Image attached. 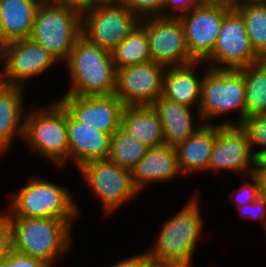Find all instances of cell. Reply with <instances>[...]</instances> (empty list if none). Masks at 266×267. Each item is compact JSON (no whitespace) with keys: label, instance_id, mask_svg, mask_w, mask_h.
<instances>
[{"label":"cell","instance_id":"obj_1","mask_svg":"<svg viewBox=\"0 0 266 267\" xmlns=\"http://www.w3.org/2000/svg\"><path fill=\"white\" fill-rule=\"evenodd\" d=\"M71 80L65 94L81 97L112 95L116 86V67L110 50L80 37L66 61Z\"/></svg>","mask_w":266,"mask_h":267},{"label":"cell","instance_id":"obj_2","mask_svg":"<svg viewBox=\"0 0 266 267\" xmlns=\"http://www.w3.org/2000/svg\"><path fill=\"white\" fill-rule=\"evenodd\" d=\"M9 222L11 248L18 253L40 259L51 267L70 249L72 226L65 220L9 217Z\"/></svg>","mask_w":266,"mask_h":267},{"label":"cell","instance_id":"obj_3","mask_svg":"<svg viewBox=\"0 0 266 267\" xmlns=\"http://www.w3.org/2000/svg\"><path fill=\"white\" fill-rule=\"evenodd\" d=\"M197 199L194 197L189 200L184 208L162 224L155 247L147 251L152 261L166 267L192 265L191 258L204 223Z\"/></svg>","mask_w":266,"mask_h":267},{"label":"cell","instance_id":"obj_4","mask_svg":"<svg viewBox=\"0 0 266 267\" xmlns=\"http://www.w3.org/2000/svg\"><path fill=\"white\" fill-rule=\"evenodd\" d=\"M82 33V11L73 6L42 1L37 8L30 39L66 62Z\"/></svg>","mask_w":266,"mask_h":267},{"label":"cell","instance_id":"obj_5","mask_svg":"<svg viewBox=\"0 0 266 267\" xmlns=\"http://www.w3.org/2000/svg\"><path fill=\"white\" fill-rule=\"evenodd\" d=\"M199 119L211 124L222 114L239 110V119L219 124H242L246 119L245 81L243 73L234 69L206 67L203 73L200 105H197ZM210 119V120H209ZM204 120V121H203ZM206 121V122H205Z\"/></svg>","mask_w":266,"mask_h":267},{"label":"cell","instance_id":"obj_6","mask_svg":"<svg viewBox=\"0 0 266 267\" xmlns=\"http://www.w3.org/2000/svg\"><path fill=\"white\" fill-rule=\"evenodd\" d=\"M15 195L6 211L8 217L65 220L71 226L79 213L68 188L58 187L41 177H32ZM78 214V215H77Z\"/></svg>","mask_w":266,"mask_h":267},{"label":"cell","instance_id":"obj_7","mask_svg":"<svg viewBox=\"0 0 266 267\" xmlns=\"http://www.w3.org/2000/svg\"><path fill=\"white\" fill-rule=\"evenodd\" d=\"M29 115V116H28ZM25 120L24 137L28 147L62 166L69 158L66 109L56 100L44 109H34Z\"/></svg>","mask_w":266,"mask_h":267},{"label":"cell","instance_id":"obj_8","mask_svg":"<svg viewBox=\"0 0 266 267\" xmlns=\"http://www.w3.org/2000/svg\"><path fill=\"white\" fill-rule=\"evenodd\" d=\"M140 23L118 2H96L82 11V33L89 43L112 51Z\"/></svg>","mask_w":266,"mask_h":267},{"label":"cell","instance_id":"obj_9","mask_svg":"<svg viewBox=\"0 0 266 267\" xmlns=\"http://www.w3.org/2000/svg\"><path fill=\"white\" fill-rule=\"evenodd\" d=\"M91 191L100 198L106 214H112L139 193L131 170L120 167L108 159L91 161L79 168ZM120 206V207H119Z\"/></svg>","mask_w":266,"mask_h":267},{"label":"cell","instance_id":"obj_10","mask_svg":"<svg viewBox=\"0 0 266 267\" xmlns=\"http://www.w3.org/2000/svg\"><path fill=\"white\" fill-rule=\"evenodd\" d=\"M260 60L253 50L241 14L230 9L223 18L216 46L205 63L210 62L208 67L214 69L239 70Z\"/></svg>","mask_w":266,"mask_h":267},{"label":"cell","instance_id":"obj_11","mask_svg":"<svg viewBox=\"0 0 266 267\" xmlns=\"http://www.w3.org/2000/svg\"><path fill=\"white\" fill-rule=\"evenodd\" d=\"M146 31L151 59L166 67L196 62L187 49L179 17L158 16L140 20Z\"/></svg>","mask_w":266,"mask_h":267},{"label":"cell","instance_id":"obj_12","mask_svg":"<svg viewBox=\"0 0 266 267\" xmlns=\"http://www.w3.org/2000/svg\"><path fill=\"white\" fill-rule=\"evenodd\" d=\"M3 69L0 82L23 87V81L43 74L59 62L43 46L30 38L17 39L3 44Z\"/></svg>","mask_w":266,"mask_h":267},{"label":"cell","instance_id":"obj_13","mask_svg":"<svg viewBox=\"0 0 266 267\" xmlns=\"http://www.w3.org/2000/svg\"><path fill=\"white\" fill-rule=\"evenodd\" d=\"M166 68L152 60L118 69L114 94L124 106H151L162 95Z\"/></svg>","mask_w":266,"mask_h":267},{"label":"cell","instance_id":"obj_14","mask_svg":"<svg viewBox=\"0 0 266 267\" xmlns=\"http://www.w3.org/2000/svg\"><path fill=\"white\" fill-rule=\"evenodd\" d=\"M230 9L198 5L179 17L190 56L204 62L213 52L225 14Z\"/></svg>","mask_w":266,"mask_h":267},{"label":"cell","instance_id":"obj_15","mask_svg":"<svg viewBox=\"0 0 266 267\" xmlns=\"http://www.w3.org/2000/svg\"><path fill=\"white\" fill-rule=\"evenodd\" d=\"M246 129L241 124H217V137L207 170L254 171V154ZM251 165V166H250Z\"/></svg>","mask_w":266,"mask_h":267},{"label":"cell","instance_id":"obj_16","mask_svg":"<svg viewBox=\"0 0 266 267\" xmlns=\"http://www.w3.org/2000/svg\"><path fill=\"white\" fill-rule=\"evenodd\" d=\"M58 101L78 122L112 135L120 127L124 105L115 95L81 97L64 94Z\"/></svg>","mask_w":266,"mask_h":267},{"label":"cell","instance_id":"obj_17","mask_svg":"<svg viewBox=\"0 0 266 267\" xmlns=\"http://www.w3.org/2000/svg\"><path fill=\"white\" fill-rule=\"evenodd\" d=\"M66 129L69 143V158L77 168L84 164L108 159L111 135L75 120L66 110Z\"/></svg>","mask_w":266,"mask_h":267},{"label":"cell","instance_id":"obj_18","mask_svg":"<svg viewBox=\"0 0 266 267\" xmlns=\"http://www.w3.org/2000/svg\"><path fill=\"white\" fill-rule=\"evenodd\" d=\"M179 173L176 149L167 144L150 147L131 169L134 185L140 192L151 182L168 181Z\"/></svg>","mask_w":266,"mask_h":267},{"label":"cell","instance_id":"obj_19","mask_svg":"<svg viewBox=\"0 0 266 267\" xmlns=\"http://www.w3.org/2000/svg\"><path fill=\"white\" fill-rule=\"evenodd\" d=\"M163 126L164 144L176 148L192 136L204 123L193 125L191 107L160 95L151 105Z\"/></svg>","mask_w":266,"mask_h":267},{"label":"cell","instance_id":"obj_20","mask_svg":"<svg viewBox=\"0 0 266 267\" xmlns=\"http://www.w3.org/2000/svg\"><path fill=\"white\" fill-rule=\"evenodd\" d=\"M216 137L217 123H204L192 136L175 148L181 174L207 170Z\"/></svg>","mask_w":266,"mask_h":267},{"label":"cell","instance_id":"obj_21","mask_svg":"<svg viewBox=\"0 0 266 267\" xmlns=\"http://www.w3.org/2000/svg\"><path fill=\"white\" fill-rule=\"evenodd\" d=\"M41 0H0V41L29 38Z\"/></svg>","mask_w":266,"mask_h":267},{"label":"cell","instance_id":"obj_22","mask_svg":"<svg viewBox=\"0 0 266 267\" xmlns=\"http://www.w3.org/2000/svg\"><path fill=\"white\" fill-rule=\"evenodd\" d=\"M120 128L148 147L164 144L162 122L152 106H124Z\"/></svg>","mask_w":266,"mask_h":267},{"label":"cell","instance_id":"obj_23","mask_svg":"<svg viewBox=\"0 0 266 267\" xmlns=\"http://www.w3.org/2000/svg\"><path fill=\"white\" fill-rule=\"evenodd\" d=\"M198 63L202 62L167 67L163 76L162 96L189 107L196 103L200 105L203 76L200 79L194 71Z\"/></svg>","mask_w":266,"mask_h":267},{"label":"cell","instance_id":"obj_24","mask_svg":"<svg viewBox=\"0 0 266 267\" xmlns=\"http://www.w3.org/2000/svg\"><path fill=\"white\" fill-rule=\"evenodd\" d=\"M23 87L0 82V152L9 149L17 134L24 137ZM22 118V119H21Z\"/></svg>","mask_w":266,"mask_h":267},{"label":"cell","instance_id":"obj_25","mask_svg":"<svg viewBox=\"0 0 266 267\" xmlns=\"http://www.w3.org/2000/svg\"><path fill=\"white\" fill-rule=\"evenodd\" d=\"M111 54L116 70L152 61L145 29L138 24Z\"/></svg>","mask_w":266,"mask_h":267},{"label":"cell","instance_id":"obj_26","mask_svg":"<svg viewBox=\"0 0 266 267\" xmlns=\"http://www.w3.org/2000/svg\"><path fill=\"white\" fill-rule=\"evenodd\" d=\"M239 70L245 81L246 118L266 114V59Z\"/></svg>","mask_w":266,"mask_h":267},{"label":"cell","instance_id":"obj_27","mask_svg":"<svg viewBox=\"0 0 266 267\" xmlns=\"http://www.w3.org/2000/svg\"><path fill=\"white\" fill-rule=\"evenodd\" d=\"M236 10L244 20L254 52L266 59V0L243 1Z\"/></svg>","mask_w":266,"mask_h":267},{"label":"cell","instance_id":"obj_28","mask_svg":"<svg viewBox=\"0 0 266 267\" xmlns=\"http://www.w3.org/2000/svg\"><path fill=\"white\" fill-rule=\"evenodd\" d=\"M150 147L140 143L120 127L111 135L108 160L131 170Z\"/></svg>","mask_w":266,"mask_h":267},{"label":"cell","instance_id":"obj_29","mask_svg":"<svg viewBox=\"0 0 266 267\" xmlns=\"http://www.w3.org/2000/svg\"><path fill=\"white\" fill-rule=\"evenodd\" d=\"M241 125L248 133L251 150L253 145L259 146L257 151H252L254 155L266 148V114L247 117Z\"/></svg>","mask_w":266,"mask_h":267},{"label":"cell","instance_id":"obj_30","mask_svg":"<svg viewBox=\"0 0 266 267\" xmlns=\"http://www.w3.org/2000/svg\"><path fill=\"white\" fill-rule=\"evenodd\" d=\"M165 0H119V2L134 13L140 20L163 16Z\"/></svg>","mask_w":266,"mask_h":267},{"label":"cell","instance_id":"obj_31","mask_svg":"<svg viewBox=\"0 0 266 267\" xmlns=\"http://www.w3.org/2000/svg\"><path fill=\"white\" fill-rule=\"evenodd\" d=\"M0 267H50L44 261L26 256L12 248L0 259Z\"/></svg>","mask_w":266,"mask_h":267},{"label":"cell","instance_id":"obj_32","mask_svg":"<svg viewBox=\"0 0 266 267\" xmlns=\"http://www.w3.org/2000/svg\"><path fill=\"white\" fill-rule=\"evenodd\" d=\"M249 177L251 182H246V184L242 185L239 189H235L234 192L232 191V194H230V196H233L232 198L235 199H233V201H235L237 207L250 204L260 196L257 178L253 174L249 175ZM235 191H237V193H235Z\"/></svg>","mask_w":266,"mask_h":267},{"label":"cell","instance_id":"obj_33","mask_svg":"<svg viewBox=\"0 0 266 267\" xmlns=\"http://www.w3.org/2000/svg\"><path fill=\"white\" fill-rule=\"evenodd\" d=\"M238 213L244 218L262 220L266 228V198L259 196L254 202L238 207Z\"/></svg>","mask_w":266,"mask_h":267},{"label":"cell","instance_id":"obj_34","mask_svg":"<svg viewBox=\"0 0 266 267\" xmlns=\"http://www.w3.org/2000/svg\"><path fill=\"white\" fill-rule=\"evenodd\" d=\"M201 4L200 0H165L164 1V7H163V16H180L181 14L189 12L192 8L195 6H198ZM172 10V12L167 11ZM167 11V13H166ZM165 12V13H164ZM174 12H176L174 14ZM179 12V13H178ZM170 15H169V14Z\"/></svg>","mask_w":266,"mask_h":267},{"label":"cell","instance_id":"obj_35","mask_svg":"<svg viewBox=\"0 0 266 267\" xmlns=\"http://www.w3.org/2000/svg\"><path fill=\"white\" fill-rule=\"evenodd\" d=\"M10 248V222L6 211H4L0 213V258H2Z\"/></svg>","mask_w":266,"mask_h":267},{"label":"cell","instance_id":"obj_36","mask_svg":"<svg viewBox=\"0 0 266 267\" xmlns=\"http://www.w3.org/2000/svg\"><path fill=\"white\" fill-rule=\"evenodd\" d=\"M144 252L145 253L141 252L140 254L122 259L111 267H144L151 260L147 251Z\"/></svg>","mask_w":266,"mask_h":267},{"label":"cell","instance_id":"obj_37","mask_svg":"<svg viewBox=\"0 0 266 267\" xmlns=\"http://www.w3.org/2000/svg\"><path fill=\"white\" fill-rule=\"evenodd\" d=\"M202 5L220 6L227 9H236L242 0H200Z\"/></svg>","mask_w":266,"mask_h":267},{"label":"cell","instance_id":"obj_38","mask_svg":"<svg viewBox=\"0 0 266 267\" xmlns=\"http://www.w3.org/2000/svg\"><path fill=\"white\" fill-rule=\"evenodd\" d=\"M51 2L73 6L81 11L91 7L95 3L93 0H51Z\"/></svg>","mask_w":266,"mask_h":267},{"label":"cell","instance_id":"obj_39","mask_svg":"<svg viewBox=\"0 0 266 267\" xmlns=\"http://www.w3.org/2000/svg\"><path fill=\"white\" fill-rule=\"evenodd\" d=\"M254 171H266V148L254 155Z\"/></svg>","mask_w":266,"mask_h":267},{"label":"cell","instance_id":"obj_40","mask_svg":"<svg viewBox=\"0 0 266 267\" xmlns=\"http://www.w3.org/2000/svg\"><path fill=\"white\" fill-rule=\"evenodd\" d=\"M253 175L258 180L259 195L266 198V171H253Z\"/></svg>","mask_w":266,"mask_h":267},{"label":"cell","instance_id":"obj_41","mask_svg":"<svg viewBox=\"0 0 266 267\" xmlns=\"http://www.w3.org/2000/svg\"><path fill=\"white\" fill-rule=\"evenodd\" d=\"M144 267H166L162 263L150 260Z\"/></svg>","mask_w":266,"mask_h":267},{"label":"cell","instance_id":"obj_42","mask_svg":"<svg viewBox=\"0 0 266 267\" xmlns=\"http://www.w3.org/2000/svg\"><path fill=\"white\" fill-rule=\"evenodd\" d=\"M95 3L96 2H118L119 0H93Z\"/></svg>","mask_w":266,"mask_h":267},{"label":"cell","instance_id":"obj_43","mask_svg":"<svg viewBox=\"0 0 266 267\" xmlns=\"http://www.w3.org/2000/svg\"><path fill=\"white\" fill-rule=\"evenodd\" d=\"M2 54H3V43L0 41V59L1 60H2Z\"/></svg>","mask_w":266,"mask_h":267},{"label":"cell","instance_id":"obj_44","mask_svg":"<svg viewBox=\"0 0 266 267\" xmlns=\"http://www.w3.org/2000/svg\"><path fill=\"white\" fill-rule=\"evenodd\" d=\"M243 1H259V0H242V2H243Z\"/></svg>","mask_w":266,"mask_h":267}]
</instances>
